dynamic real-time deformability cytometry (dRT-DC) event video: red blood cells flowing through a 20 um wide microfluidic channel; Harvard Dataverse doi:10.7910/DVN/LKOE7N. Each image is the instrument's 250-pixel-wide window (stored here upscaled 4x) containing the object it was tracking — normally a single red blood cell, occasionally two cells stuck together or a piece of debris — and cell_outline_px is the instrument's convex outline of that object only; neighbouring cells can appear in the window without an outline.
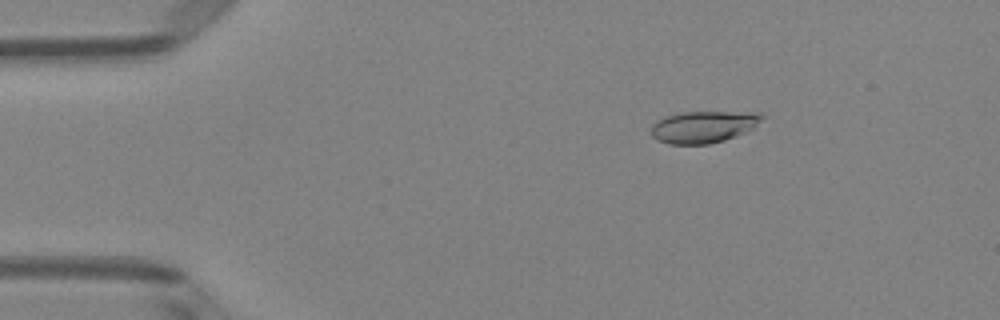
{"species": "Egyptian fruit bat (a non-hibernating species)", "species_latin": "Rousettus aegyptiacus", "temperature_condition": "room temperature", "stored_images_in_passage": 51, "camera_frame_rate_fps": 3000, "um_per_image_px": 0.085, "animal": {"sex": "female"}, "frame": {"image": 1, "passage_image": 8, "time_ms": 2.333, "image_size_px": [1000, 320], "cell_outline_px": [[764, 116], [752, 128], [736, 136], [724, 140], [708, 144], [668, 144], [652, 136], [652, 124], [656, 120], [664, 116], [680, 112], [760, 112]], "centroid_in_image_um": [59.76, 10.77], "position_along_channel_um": 25.2, "area_um2": 20.46}}
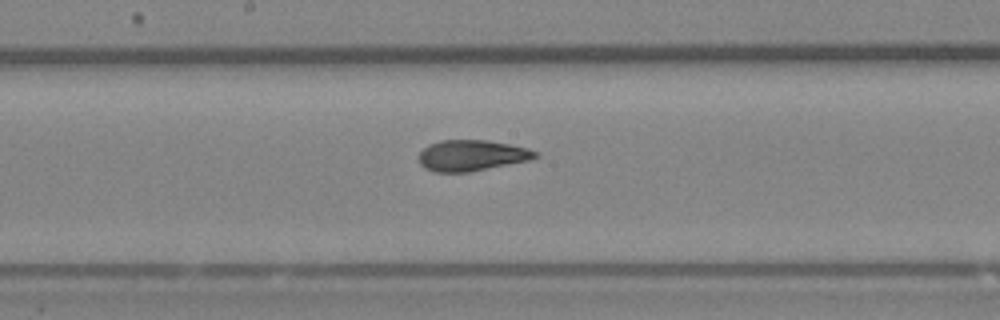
{"frame": {"image": 2, "passage_image": 27, "time_ms": 8.667, "image_size_px": [1000, 320], "cell_outline_px": [[540, 156], [528, 160], [468, 172], [436, 172], [424, 168], [420, 164], [420, 152], [428, 144], [440, 140], [488, 140], [528, 148], [536, 152]], "centroid_in_image_um": [40.07, 13.2], "position_along_channel_um": 208.1, "area_um2": 20.81}}
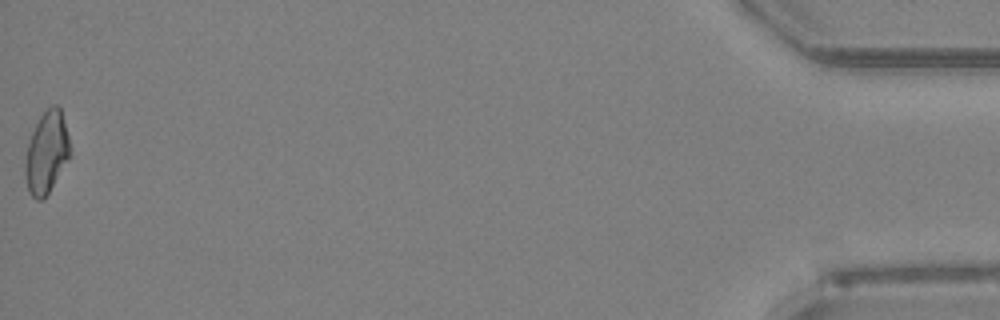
{"frame": {"image": 3, "passage_image": 51, "time_ms": 16.667, "image_size_px": [1000, 320], "cell_outline_px": [[72, 156], [44, 200], [36, 200], [28, 192], [24, 176], [24, 164], [28, 144], [32, 132], [40, 116], [52, 104], [56, 104], [60, 108], [68, 136]], "centroid_in_image_um": [3.96, 13.02], "position_along_channel_um": 431.2, "area_um2": 21.73}, "authors_computed_cell_mechanics": {"area_um2": 21.097, "velocity_mm_per_s": 3.9995, "shape_relaxation_time_tau1_ms": 8.407, "shape_relaxation_time_tau2_ms": 1.4121, "deformation_change_tau1": 0.2133, "deformation_change_tau2": 0.0805}}